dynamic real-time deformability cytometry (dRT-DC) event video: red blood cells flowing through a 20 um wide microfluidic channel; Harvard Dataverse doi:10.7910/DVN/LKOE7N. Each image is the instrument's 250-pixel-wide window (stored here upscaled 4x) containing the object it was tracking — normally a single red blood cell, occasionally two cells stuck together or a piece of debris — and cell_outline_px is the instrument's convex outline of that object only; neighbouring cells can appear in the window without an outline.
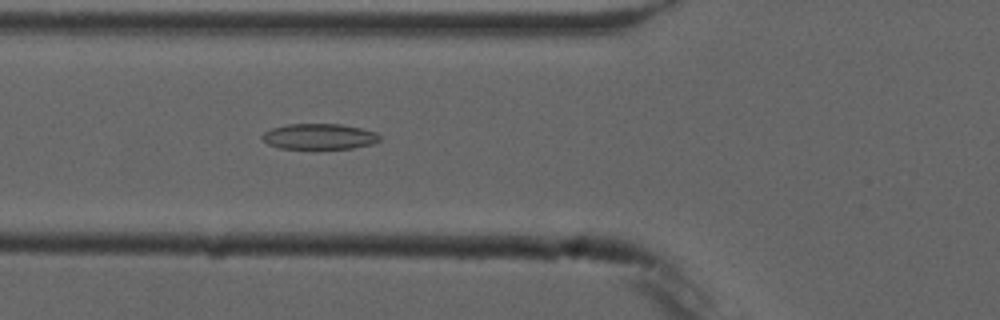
{"species": "common noctule bat (a hibernating species)", "species_latin": "Nyctalus noctula", "temperature_condition": "cold", "stored_images_in_passage": 6, "camera_frame_rate_fps": 3000, "um_per_image_px": 0.085, "animal": {"sex": "male", "forearm_length_mm": 52.5}, "frame": {"image": 1, "passage_image": 6, "time_ms": 5.667, "image_size_px": [1000, 320], "cell_outline_px": [[380, 140], [372, 144], [352, 148], [280, 148], [268, 144], [260, 136], [264, 132], [272, 128], [288, 124], [340, 124], [360, 128], [376, 132], [380, 136]], "centroid_in_image_um": [27.13, 11.6], "position_along_channel_um": 98.7, "area_um2": 17.4}}